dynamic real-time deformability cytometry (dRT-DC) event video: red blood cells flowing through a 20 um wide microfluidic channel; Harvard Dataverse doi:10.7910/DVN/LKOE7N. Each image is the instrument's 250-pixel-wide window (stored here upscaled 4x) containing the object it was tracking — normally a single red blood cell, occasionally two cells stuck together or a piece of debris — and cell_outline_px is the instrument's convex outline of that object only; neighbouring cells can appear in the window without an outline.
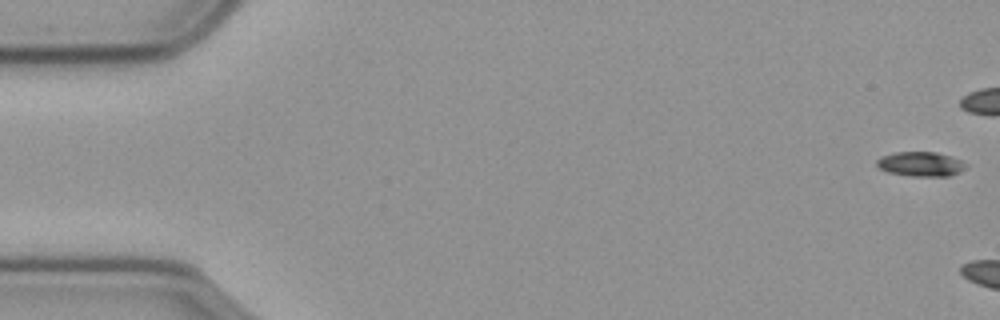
{"species": "common noctule bat (a hibernating species)", "species_latin": "Nyctalus noctula", "temperature_condition": "cold", "stored_images_in_passage": 6, "camera_frame_rate_fps": 3000, "um_per_image_px": 0.085, "animal": {"sex": "male", "body_mass_g": 23.1, "forearm_length_mm": 52.7}, "frame": {"image": 1, "passage_image": 1, "time_ms": 0.0, "image_size_px": [1000, 320], "cell_outline_px": [[964, 168], [960, 172], [948, 176], [912, 176], [888, 172], [880, 168], [876, 164], [876, 160], [880, 156], [892, 152], [936, 152], [960, 160], [964, 164]], "centroid_in_image_um": [78.19, 13.94], "position_along_channel_um": 6.8, "area_um2": 12.6}}